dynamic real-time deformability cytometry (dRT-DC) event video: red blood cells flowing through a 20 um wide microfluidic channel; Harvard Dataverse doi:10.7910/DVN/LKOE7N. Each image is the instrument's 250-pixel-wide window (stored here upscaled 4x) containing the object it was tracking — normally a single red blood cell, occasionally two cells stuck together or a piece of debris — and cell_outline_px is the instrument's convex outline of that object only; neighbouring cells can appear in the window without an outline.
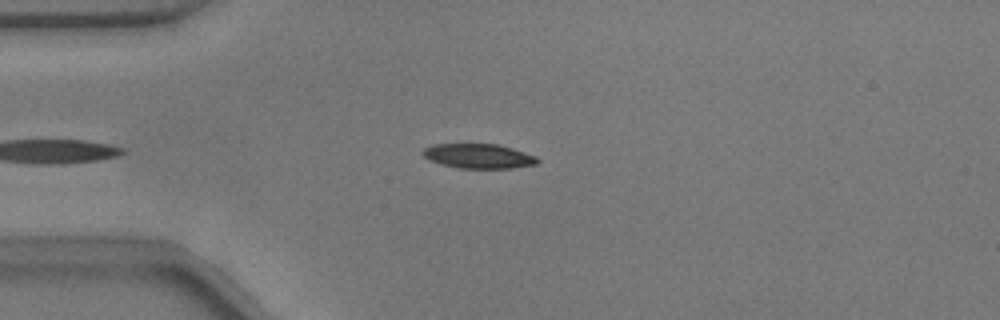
{"species": "common noctule bat (a hibernating species)", "species_latin": "Nyctalus noctula", "temperature_condition": "warm", "stored_images_in_passage": 39, "camera_frame_rate_fps": 3000, "um_per_image_px": 0.085, "animal": {"sex": "male", "body_mass_g": 17.9}, "frame": {"image": 1, "passage_image": 2, "time_ms": 0.333, "image_size_px": [1000, 320], "cell_outline_px": [[540, 164], [512, 168], [460, 168], [440, 164], [428, 160], [420, 152], [424, 148], [432, 144], [496, 144], [512, 148], [536, 156], [540, 160]], "centroid_in_image_um": [40.67, 13.27], "position_along_channel_um": 44.3, "area_um2": 16.59}}
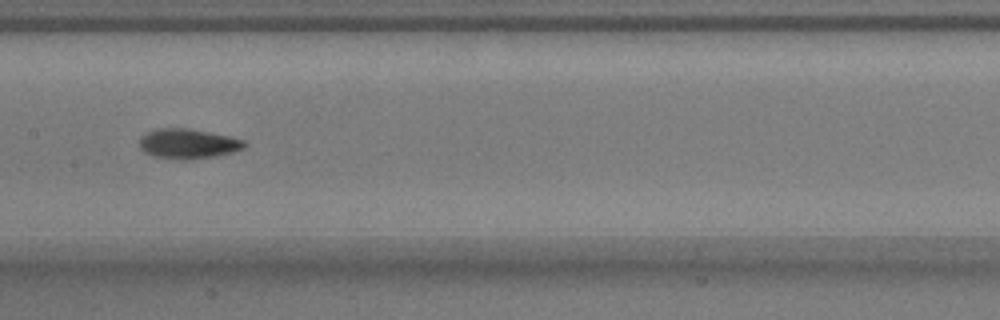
{"frame": {"image": 2, "passage_image": 15, "time_ms": 4.667, "image_size_px": [1000, 320], "cell_outline_px": [[248, 144], [244, 148], [232, 152], [192, 160], [180, 160], [152, 156], [144, 152], [140, 148], [140, 136], [144, 132], [156, 128], [188, 128], [232, 136], [244, 140]], "centroid_in_image_um": [15.96, 12.21], "position_along_channel_um": 191.4, "area_um2": 18.61}}
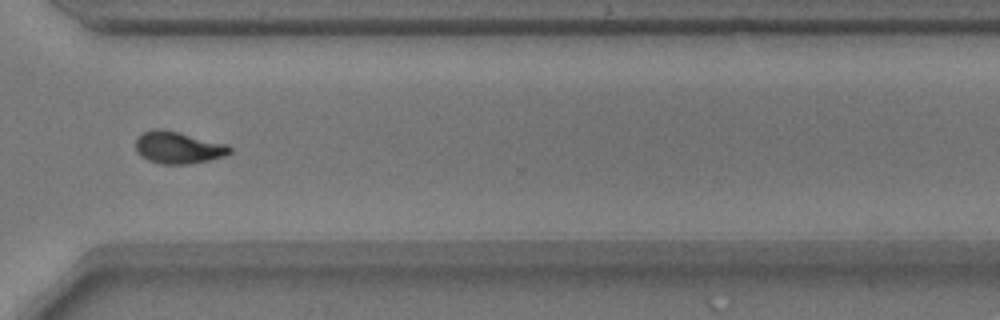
{"frame": {"image": 3, "passage_image": 28, "time_ms": 9.0, "image_size_px": [1000, 320], "cell_outline_px": [[232, 152], [224, 156], [208, 160], [188, 164], [160, 164], [148, 160], [140, 156], [136, 152], [136, 140], [144, 132], [156, 128], [160, 128], [228, 144], [232, 148]], "centroid_in_image_um": [15.15, 12.55], "position_along_channel_um": 355.5, "area_um2": 17.51}, "authors_computed_cell_mechanics": {"area_um2": 17.629, "velocity_mm_per_s": 3.7869, "shape_relaxation_time_tau1_ms": 3.1108, "shape_relaxation_time_tau2_ms": 2.6499, "deformation_change_tau1": 0.1556, "deformation_change_tau2": 0.071}}